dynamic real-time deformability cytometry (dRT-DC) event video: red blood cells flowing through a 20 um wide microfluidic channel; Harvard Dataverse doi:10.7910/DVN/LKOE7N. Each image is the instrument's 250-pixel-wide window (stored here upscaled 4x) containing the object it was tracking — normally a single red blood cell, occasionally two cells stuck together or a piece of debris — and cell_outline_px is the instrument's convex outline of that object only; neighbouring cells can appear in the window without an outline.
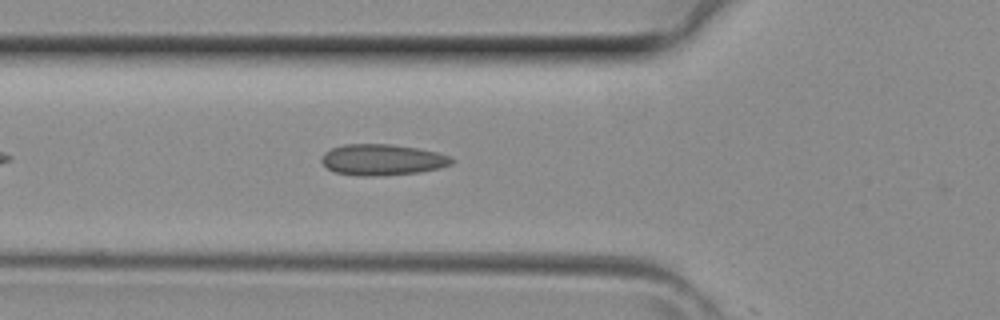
{"species": "common noctule bat (a hibernating species)", "species_latin": "Nyctalus noctula", "temperature_condition": "room temperature", "stored_images_in_passage": 30, "camera_frame_rate_fps": 3000, "um_per_image_px": 0.085, "animal": {"sex": "female", "body_mass_g": 29.2, "forearm_length_mm": 56.3}, "frame": {"image": 1, "passage_image": 6, "time_ms": 1.667, "image_size_px": [1000, 320], "cell_outline_px": [[456, 160], [452, 164], [440, 168], [420, 172], [384, 176], [356, 176], [336, 172], [328, 168], [320, 160], [320, 156], [324, 152], [332, 148], [344, 144], [388, 144], [416, 148], [436, 152], [448, 156]], "centroid_in_image_um": [32.48, 13.59], "position_along_channel_um": 93.3, "area_um2": 23.7}}
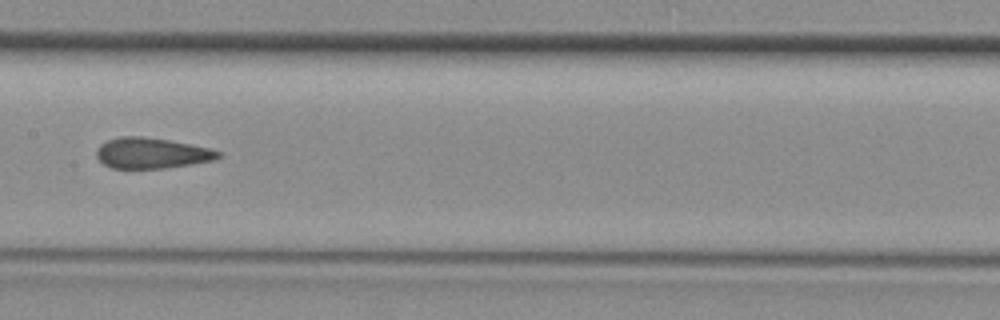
{"frame": {"image": 2, "passage_image": 12, "time_ms": 3.667, "image_size_px": [1000, 320], "cell_outline_px": [[224, 152], [216, 160], [192, 164], [164, 168], [112, 168], [104, 164], [96, 156], [96, 148], [100, 144], [108, 140], [120, 136], [144, 136], [168, 140], [208, 148]], "centroid_in_image_um": [12.89, 13.01], "position_along_channel_um": 194.5, "area_um2": 21.79}}
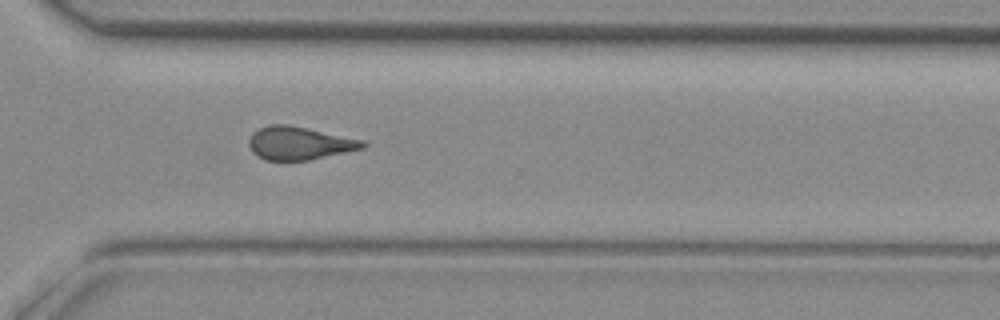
{"frame": {"image": 3, "passage_image": 21, "time_ms": 6.667, "image_size_px": [1000, 320], "cell_outline_px": [[368, 144], [364, 148], [308, 160], [264, 160], [252, 152], [248, 144], [248, 140], [252, 132], [268, 124], [288, 124], [364, 140]], "centroid_in_image_um": [25.42, 12.16], "position_along_channel_um": 345.2, "area_um2": 21.96}}